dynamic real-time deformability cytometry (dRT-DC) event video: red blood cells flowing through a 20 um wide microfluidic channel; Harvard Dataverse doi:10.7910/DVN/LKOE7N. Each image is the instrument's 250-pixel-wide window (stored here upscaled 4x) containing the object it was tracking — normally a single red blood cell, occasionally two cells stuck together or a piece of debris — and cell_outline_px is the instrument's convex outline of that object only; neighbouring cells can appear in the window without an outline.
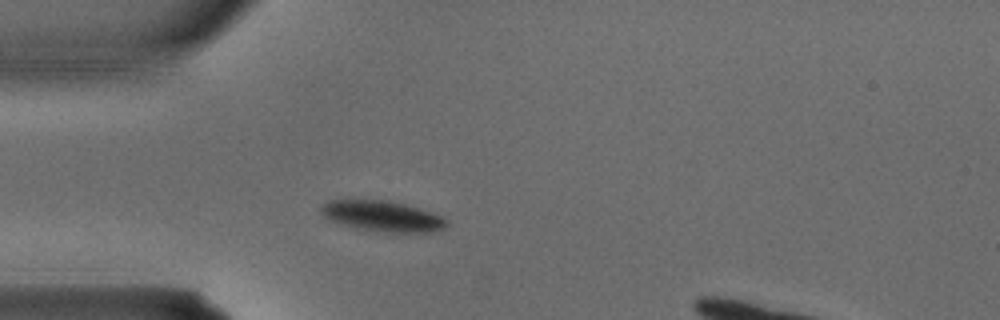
{"species": "common noctule bat (a hibernating species)", "species_latin": "Nyctalus noctula", "temperature_condition": "warm", "stored_images_in_passage": 3, "camera_frame_rate_fps": 3000, "um_per_image_px": 0.085, "animal": {"sex": "male", "body_mass_g": 15.6}, "frame": {"image": 1, "passage_image": 3, "time_ms": 0.667, "image_size_px": [1000, 320], "cell_outline_px": [[448, 224], [444, 228], [432, 232], [388, 232], [356, 228], [332, 220], [324, 216], [320, 212], [320, 208], [328, 200], [392, 200], [420, 208], [432, 212], [448, 220]], "centroid_in_image_um": [32.54, 18.36], "position_along_channel_um": 52.5, "area_um2": 22.31}}